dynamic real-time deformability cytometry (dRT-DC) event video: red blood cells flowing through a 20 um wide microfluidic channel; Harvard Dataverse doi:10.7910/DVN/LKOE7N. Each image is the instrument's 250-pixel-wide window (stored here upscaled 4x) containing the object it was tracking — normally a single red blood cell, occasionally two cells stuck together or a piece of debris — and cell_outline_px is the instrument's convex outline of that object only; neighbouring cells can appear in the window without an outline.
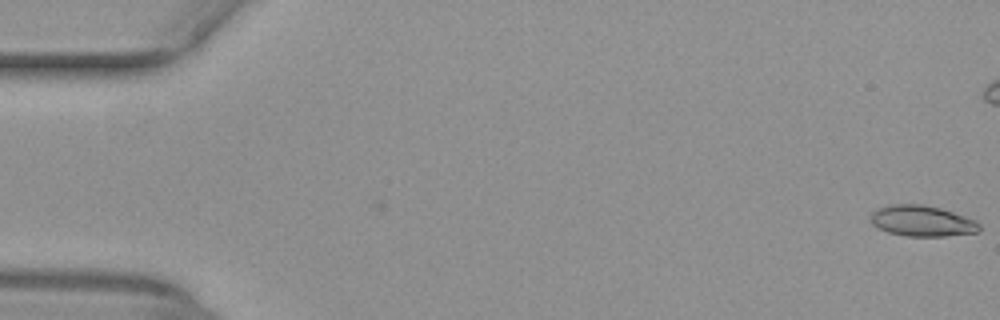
{"species": "common noctule bat (a hibernating species)", "species_latin": "Nyctalus noctula", "temperature_condition": "warm", "stored_images_in_passage": 30, "camera_frame_rate_fps": 3000, "um_per_image_px": 0.085, "animal": {"sex": "female", "body_mass_g": 29.2, "forearm_length_mm": 56.3}, "frame": {"image": 1, "passage_image": 1, "time_ms": 0.0, "image_size_px": [1000, 320], "cell_outline_px": [[980, 232], [944, 236], [908, 236], [888, 232], [872, 224], [872, 212], [880, 208], [896, 204], [924, 204], [940, 208], [976, 220], [980, 224]], "centroid_in_image_um": [78.43, 18.78], "position_along_channel_um": 6.6, "area_um2": 19.31}}
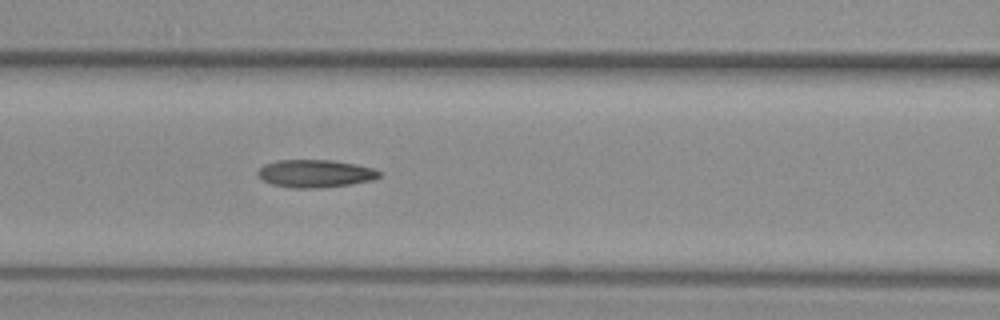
{"frame": {"image": 2, "passage_image": 23, "time_ms": 7.333, "image_size_px": [1000, 320], "cell_outline_px": [[380, 176], [372, 180], [352, 184], [320, 188], [288, 188], [272, 184], [264, 180], [256, 172], [264, 164], [276, 160], [332, 160], [356, 164], [372, 168], [380, 172]], "centroid_in_image_um": [26.78, 14.75], "position_along_channel_um": 139.8, "area_um2": 19.65}}
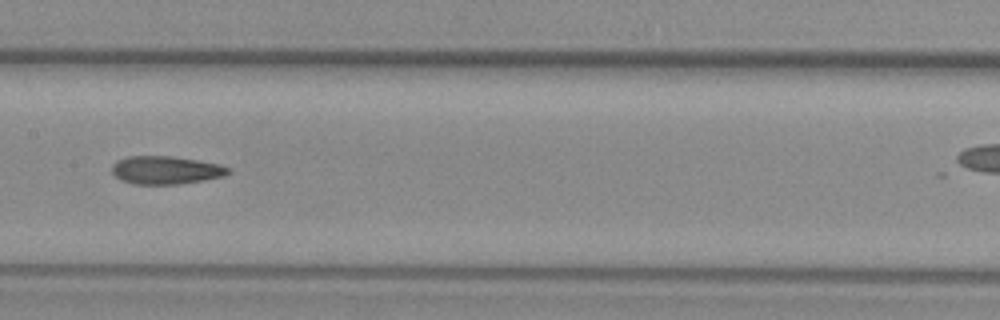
{"frame": {"image": 3, "passage_image": 27, "time_ms": 8.667, "image_size_px": [1000, 320], "cell_outline_px": [[232, 172], [224, 176], [204, 180], [180, 184], [132, 184], [120, 180], [112, 172], [112, 164], [116, 160], [128, 156], [172, 156], [220, 164], [228, 168]], "centroid_in_image_um": [14.07, 14.46], "position_along_channel_um": 193.3, "area_um2": 19.13}}